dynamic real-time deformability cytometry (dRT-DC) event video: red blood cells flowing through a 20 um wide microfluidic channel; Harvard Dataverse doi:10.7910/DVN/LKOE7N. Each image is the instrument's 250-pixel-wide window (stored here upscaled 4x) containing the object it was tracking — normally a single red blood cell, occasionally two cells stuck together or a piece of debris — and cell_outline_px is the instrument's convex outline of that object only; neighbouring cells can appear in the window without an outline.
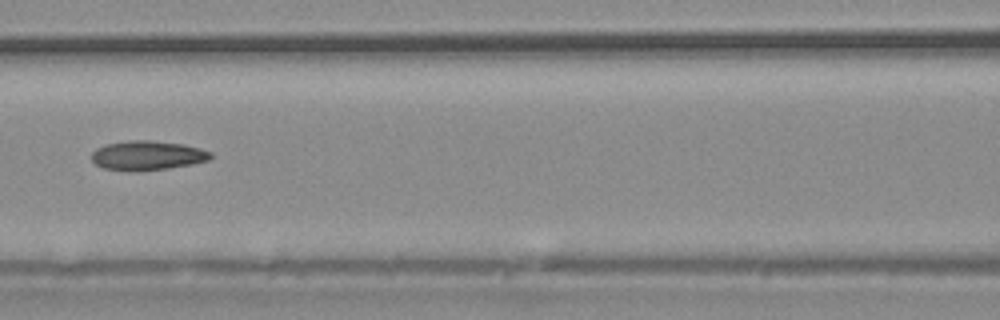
{"species": "common noctule bat (a hibernating species)", "species_latin": "Nyctalus noctula", "temperature_condition": "warm", "stored_images_in_passage": 31, "camera_frame_rate_fps": 3000, "um_per_image_px": 0.085, "animal": {"sex": "male", "body_mass_g": 20.4}, "frame": {"image": 1, "passage_image": 10, "time_ms": 3.0, "image_size_px": [1000, 320], "cell_outline_px": [[212, 156], [208, 160], [192, 164], [168, 168], [104, 168], [96, 164], [92, 160], [92, 152], [96, 148], [108, 144], [132, 140], [148, 140], [184, 144], [200, 148], [212, 152]], "centroid_in_image_um": [12.59, 13.16], "position_along_channel_um": 154.0, "area_um2": 19.42}}